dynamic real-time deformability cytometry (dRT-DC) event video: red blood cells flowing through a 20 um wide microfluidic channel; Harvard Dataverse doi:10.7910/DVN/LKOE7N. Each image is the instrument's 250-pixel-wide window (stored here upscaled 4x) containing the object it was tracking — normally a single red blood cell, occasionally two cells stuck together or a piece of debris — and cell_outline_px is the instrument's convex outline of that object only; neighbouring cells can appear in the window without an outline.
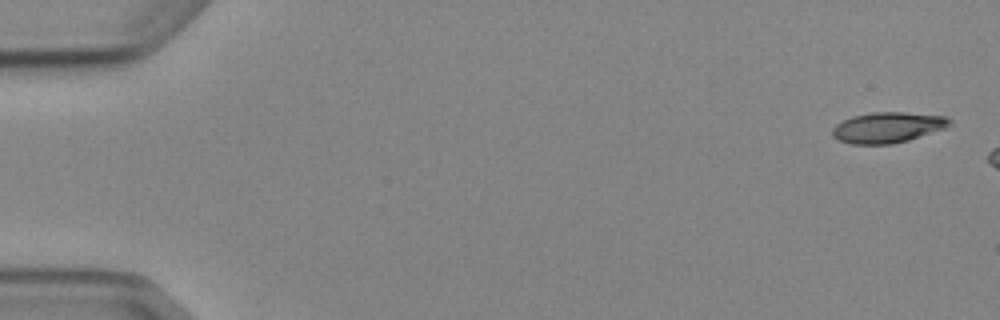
{"species": "Egyptian fruit bat (a non-hibernating species)", "species_latin": "Rousettus aegyptiacus", "temperature_condition": "cold", "stored_images_in_passage": 3, "camera_frame_rate_fps": 3000, "um_per_image_px": 0.085, "animal": {"sex": "female"}, "frame": {"image": 1, "passage_image": 1, "time_ms": 0.0, "image_size_px": [1000, 320], "cell_outline_px": [[952, 124], [944, 128], [908, 140], [892, 144], [852, 144], [840, 140], [832, 136], [832, 128], [836, 124], [852, 116], [872, 112], [904, 112], [944, 116], [952, 120]], "centroid_in_image_um": [75.44, 10.83], "position_along_channel_um": 9.6, "area_um2": 20.81}}